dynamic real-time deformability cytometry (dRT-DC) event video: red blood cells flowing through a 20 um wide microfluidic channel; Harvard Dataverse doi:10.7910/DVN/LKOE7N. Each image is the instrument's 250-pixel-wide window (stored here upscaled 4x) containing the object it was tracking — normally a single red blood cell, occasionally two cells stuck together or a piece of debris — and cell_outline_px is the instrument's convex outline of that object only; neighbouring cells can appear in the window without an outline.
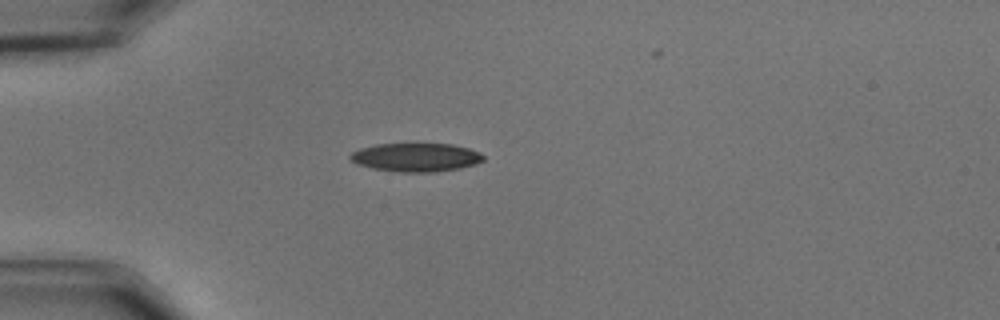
{"species": "common noctule bat (a hibernating species)", "species_latin": "Nyctalus noctula", "temperature_condition": "cold", "stored_images_in_passage": 31, "camera_frame_rate_fps": 3000, "um_per_image_px": 0.085, "animal": {"sex": "male", "body_mass_g": 15.6}, "frame": {"image": 1, "passage_image": 1, "time_ms": 0.0, "image_size_px": [1000, 320], "cell_outline_px": [[484, 160], [476, 164], [460, 168], [436, 172], [396, 172], [372, 168], [356, 164], [348, 156], [352, 152], [360, 148], [376, 144], [452, 144], [468, 148], [480, 152], [484, 156]], "centroid_in_image_um": [35.36, 13.38], "position_along_channel_um": 49.6, "area_um2": 22.25}}
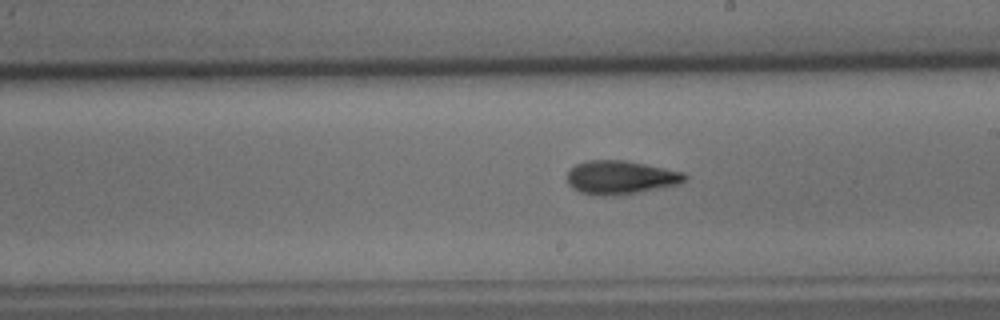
{"frame": {"image": 2, "passage_image": 18, "time_ms": 5.667, "image_size_px": [1000, 320], "cell_outline_px": [[688, 176], [684, 180], [676, 184], [636, 192], [612, 196], [580, 192], [572, 188], [568, 184], [568, 168], [576, 164], [588, 160], [624, 160], [684, 172]], "centroid_in_image_um": [52.7, 15.06], "position_along_channel_um": 236.3, "area_um2": 22.6}}
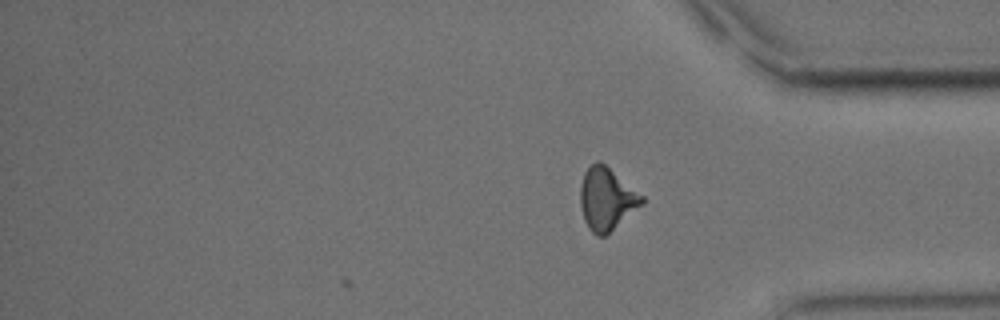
{"frame": {"image": 3, "passage_image": 31, "time_ms": 10.0, "image_size_px": [1000, 320], "cell_outline_px": [[644, 204], [604, 236], [596, 236], [588, 228], [584, 220], [580, 208], [580, 184], [584, 172], [596, 160], [600, 160], [644, 196]], "centroid_in_image_um": [51.55, 16.9], "position_along_channel_um": 383.6, "area_um2": 22.54}, "authors_computed_cell_mechanics": {"area_um2": 22.4264, "velocity_mm_per_s": 3.5652, "shape_relaxation_time_tau1_ms": 6.0209, "shape_relaxation_time_tau2_ms": 3.6413, "deformation_change_tau1": 0.172, "deformation_change_tau2": 0.1153}}